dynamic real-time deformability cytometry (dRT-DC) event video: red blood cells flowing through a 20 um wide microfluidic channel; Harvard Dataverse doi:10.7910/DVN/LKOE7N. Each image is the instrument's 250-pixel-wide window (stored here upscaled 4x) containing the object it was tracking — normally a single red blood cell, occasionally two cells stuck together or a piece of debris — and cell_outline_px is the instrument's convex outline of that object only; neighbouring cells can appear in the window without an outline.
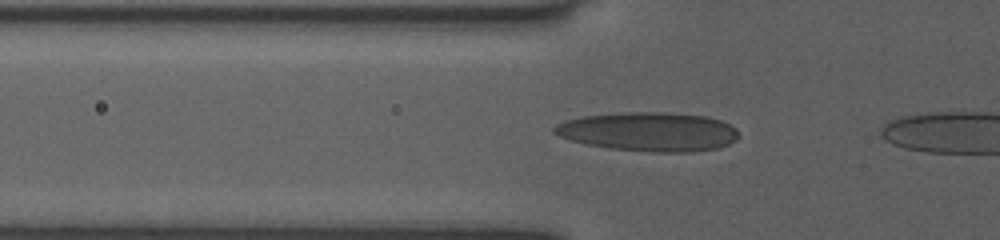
{"species": "human", "species_latin": "Homo sapiens", "temperature_condition": "room temperature", "stored_images_in_passage": 14, "segment_of_instrument_passage": [1, 2], "camera_frame_rate_fps": 3000, "um_per_image_px": 0.085, "donor": {"sex": "female"}, "frame": {"image": 1, "passage_image": 5, "time_ms": 3.0, "image_size_px": [1000, 240], "cell_outline_px": [[736, 140], [728, 144], [716, 148], [692, 152], [652, 152], [608, 148], [584, 144], [560, 136], [552, 132], [552, 128], [556, 124], [564, 120], [584, 116], [628, 112], [664, 112], [708, 116], [720, 120], [736, 128]], "centroid_in_image_um": [55.11, 11.19], "position_along_channel_um": 70.7, "area_um2": 41.91}}
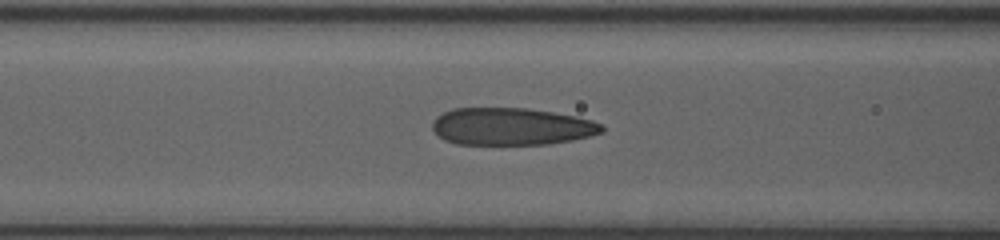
{"frame": {"image": 2, "passage_image": 9, "time_ms": 4.333, "image_size_px": [1000, 240], "cell_outline_px": [[604, 132], [572, 140], [548, 144], [456, 144], [444, 140], [432, 128], [432, 124], [436, 116], [452, 108], [528, 108], [576, 116], [592, 120], [604, 124]], "centroid_in_image_um": [43.49, 10.75], "position_along_channel_um": 123.1, "area_um2": 36.93}}
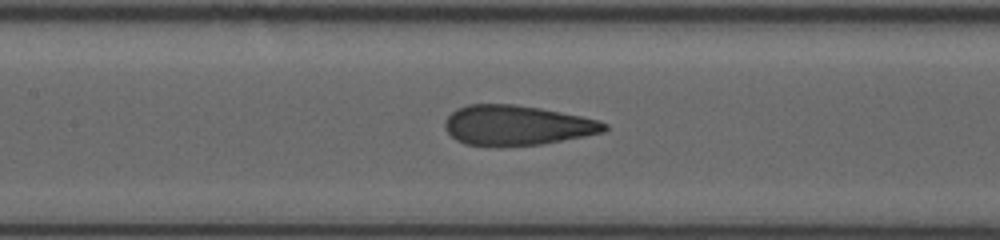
{"frame": {"image": 3, "passage_image": 12, "time_ms": 5.333, "image_size_px": [1000, 240], "cell_outline_px": [[608, 128], [604, 132], [584, 136], [540, 144], [464, 144], [456, 140], [444, 128], [444, 120], [456, 108], [468, 104], [512, 104], [540, 108], [580, 116], [596, 120], [608, 124]], "centroid_in_image_um": [43.91, 10.62], "position_along_channel_um": 163.5, "area_um2": 36.36}}